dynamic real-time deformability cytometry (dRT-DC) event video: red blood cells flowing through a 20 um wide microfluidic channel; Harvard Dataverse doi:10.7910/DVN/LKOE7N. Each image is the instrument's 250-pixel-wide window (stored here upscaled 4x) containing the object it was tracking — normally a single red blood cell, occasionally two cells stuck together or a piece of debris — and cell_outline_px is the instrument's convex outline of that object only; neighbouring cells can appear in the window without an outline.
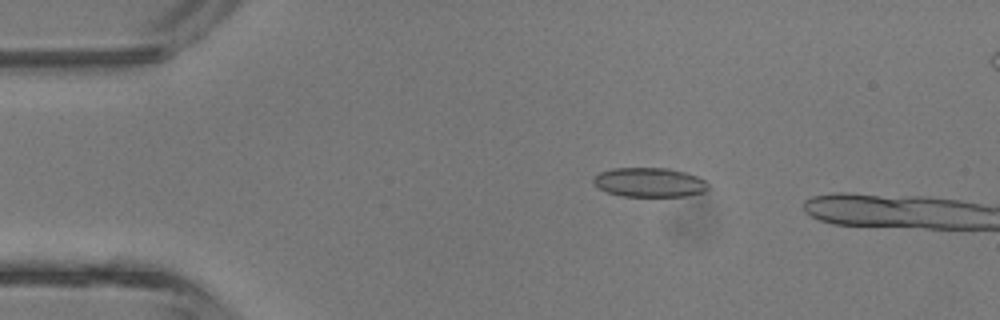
{"species": "common noctule bat (a hibernating species)", "species_latin": "Nyctalus noctula", "temperature_condition": "room temperature", "stored_images_in_passage": 38, "camera_frame_rate_fps": 3000, "um_per_image_px": 0.085, "animal": {"sex": "male", "body_mass_g": 13.3}, "frame": {"image": 1, "passage_image": 8, "time_ms": 2.333, "image_size_px": [1000, 320], "cell_outline_px": [[708, 188], [704, 192], [684, 196], [624, 196], [608, 192], [600, 188], [592, 180], [592, 176], [600, 172], [612, 168], [668, 168], [684, 172], [696, 176], [704, 180], [708, 184]], "centroid_in_image_um": [55.19, 15.49], "position_along_channel_um": 29.8, "area_um2": 19.48}}
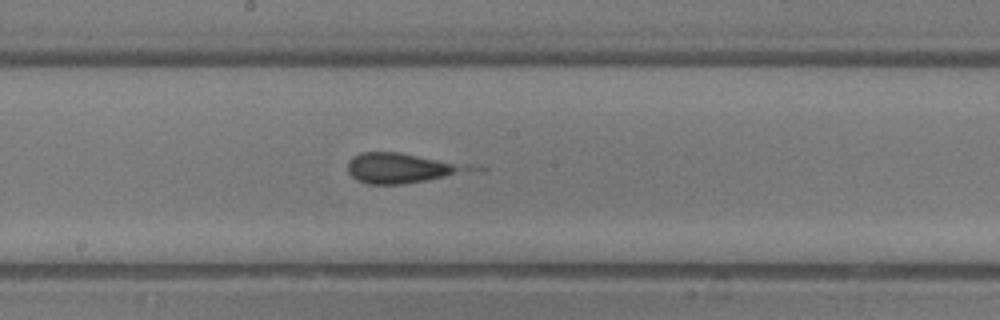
{"frame": {"image": 2, "passage_image": 23, "time_ms": 7.333, "image_size_px": [1000, 320], "cell_outline_px": [[488, 168], [404, 184], [368, 184], [356, 180], [348, 172], [348, 160], [352, 156], [360, 152], [400, 152], [484, 164]], "centroid_in_image_um": [34.36, 14.25], "position_along_channel_um": 213.8, "area_um2": 22.54}}
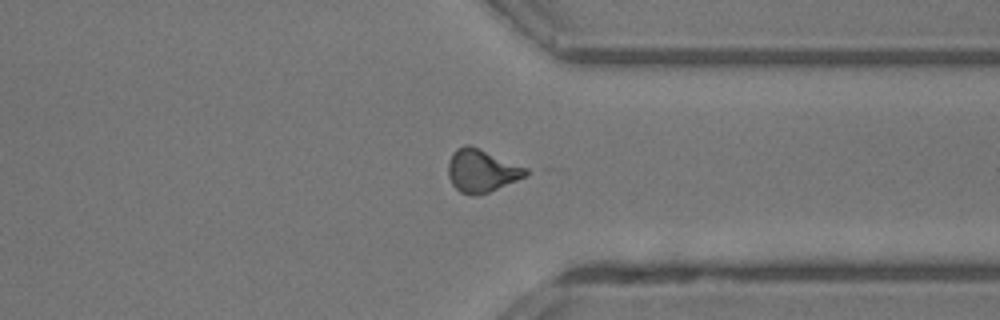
{"frame": {"image": 3, "passage_image": 33, "time_ms": 10.667, "image_size_px": [1000, 320], "cell_outline_px": [[528, 176], [488, 192], [472, 196], [460, 192], [452, 184], [448, 176], [448, 160], [452, 152], [456, 148], [464, 144], [468, 144], [528, 168]], "centroid_in_image_um": [40.92, 14.51], "position_along_channel_um": 370.5, "area_um2": 19.42}}